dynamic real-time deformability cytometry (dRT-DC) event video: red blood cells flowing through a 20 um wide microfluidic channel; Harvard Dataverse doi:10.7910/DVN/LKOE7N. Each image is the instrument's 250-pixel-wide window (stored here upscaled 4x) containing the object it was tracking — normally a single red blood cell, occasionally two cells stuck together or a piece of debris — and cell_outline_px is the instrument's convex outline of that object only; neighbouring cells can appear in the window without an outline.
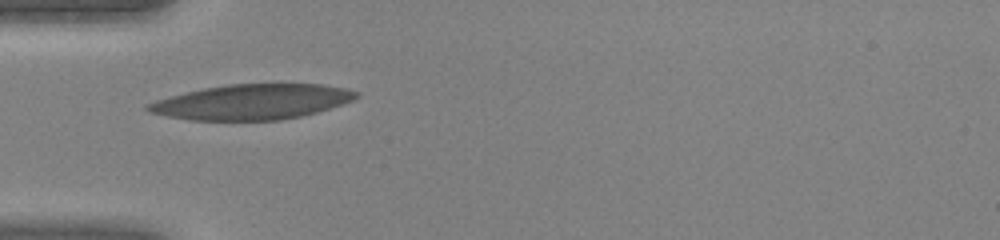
{"species": "human", "species_latin": "Homo sapiens", "temperature_condition": "warm", "stored_images_in_passage": 32, "camera_frame_rate_fps": 3000, "um_per_image_px": 0.085, "donor": {"sex": "female"}, "frame": {"image": 1, "passage_image": 1, "time_ms": 0.0, "image_size_px": [1000, 240], "cell_outline_px": [[360, 96], [352, 100], [316, 112], [300, 116], [276, 120], [192, 120], [168, 116], [148, 112], [144, 108], [144, 104], [156, 100], [204, 88], [232, 84], [320, 84], [340, 88], [356, 92]], "centroid_in_image_um": [21.35, 8.66], "position_along_channel_um": 63.6, "area_um2": 42.02}}
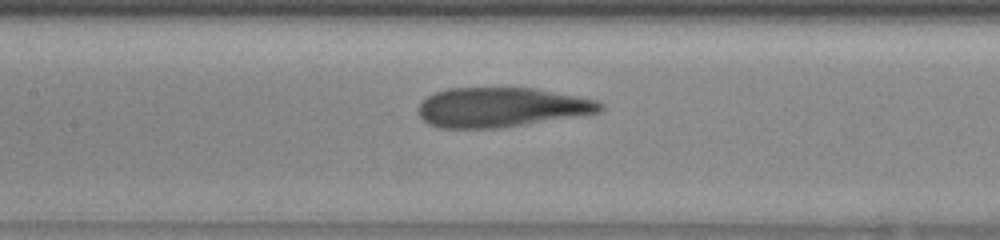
{"frame": {"image": 2, "passage_image": 8, "time_ms": 2.333, "image_size_px": [1000, 240], "cell_outline_px": [[604, 108], [596, 112], [524, 124], [496, 128], [440, 128], [428, 124], [420, 116], [420, 104], [428, 96], [436, 92], [448, 88], [536, 88], [596, 100], [604, 104]], "centroid_in_image_um": [42.57, 9.11], "position_along_channel_um": 164.8, "area_um2": 41.27}}
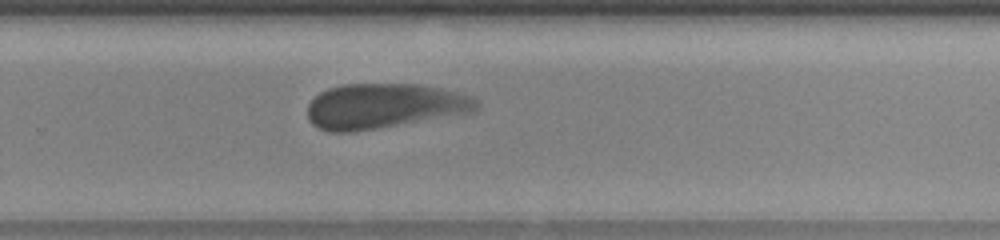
{"frame": {"image": 3, "passage_image": 17, "time_ms": 5.333, "image_size_px": [1000, 240], "cell_outline_px": [[476, 108], [472, 112], [352, 132], [328, 132], [312, 124], [308, 120], [308, 104], [320, 92], [328, 88], [344, 84], [420, 84], [456, 92], [468, 96], [476, 100]], "centroid_in_image_um": [32.57, 9.01], "position_along_channel_um": 297.2, "area_um2": 43.7}}